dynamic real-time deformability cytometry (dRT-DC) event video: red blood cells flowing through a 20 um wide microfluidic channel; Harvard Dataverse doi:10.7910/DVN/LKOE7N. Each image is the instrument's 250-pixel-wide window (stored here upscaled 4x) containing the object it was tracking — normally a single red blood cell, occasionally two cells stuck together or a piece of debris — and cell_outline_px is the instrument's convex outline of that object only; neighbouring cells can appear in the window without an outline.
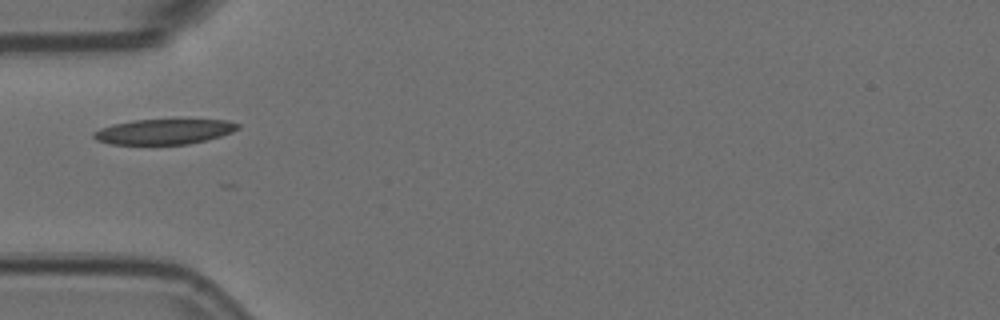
{"species": "Egyptian fruit bat (a non-hibernating species)", "species_latin": "Rousettus aegyptiacus", "temperature_condition": "room temperature", "stored_images_in_passage": 1, "camera_frame_rate_fps": 3000, "um_per_image_px": 0.085, "animal": {"sex": "female"}, "frame": {"image": 1, "passage_image": 1, "time_ms": 0.0, "image_size_px": [1000, 320], "cell_outline_px": [[240, 128], [232, 132], [220, 136], [188, 144], [112, 144], [96, 140], [92, 136], [92, 132], [100, 128], [112, 124], [132, 120], [228, 120], [240, 124]], "centroid_in_image_um": [13.92, 11.18], "position_along_channel_um": 71.1, "area_um2": 21.1}}